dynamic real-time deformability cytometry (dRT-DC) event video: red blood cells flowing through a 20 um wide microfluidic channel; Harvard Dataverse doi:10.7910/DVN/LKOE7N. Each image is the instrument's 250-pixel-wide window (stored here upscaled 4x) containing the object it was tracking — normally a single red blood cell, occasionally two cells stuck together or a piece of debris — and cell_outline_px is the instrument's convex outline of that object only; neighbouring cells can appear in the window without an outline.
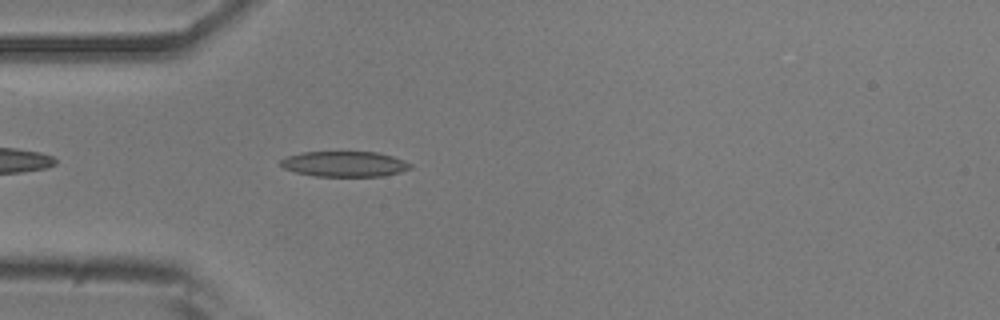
{"species": "common noctule bat (a hibernating species)", "species_latin": "Nyctalus noctula", "temperature_condition": "room temperature", "stored_images_in_passage": 38, "camera_frame_rate_fps": 3000, "um_per_image_px": 0.085, "animal": {"sex": "male", "body_mass_g": 20.5, "forearm_length_mm": 52.5}, "frame": {"image": 1, "passage_image": 1, "time_ms": 0.0, "image_size_px": [1000, 320], "cell_outline_px": [[412, 168], [400, 172], [384, 176], [316, 176], [296, 172], [284, 168], [280, 164], [280, 160], [288, 156], [300, 152], [376, 152], [392, 156], [404, 160], [412, 164]], "centroid_in_image_um": [29.3, 13.94], "position_along_channel_um": 55.7, "area_um2": 19.19}}
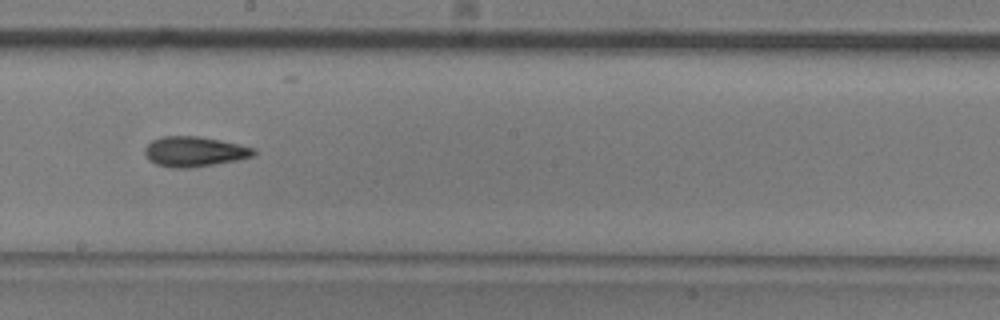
{"frame": {"image": 2, "passage_image": 15, "time_ms": 4.667, "image_size_px": [1000, 320], "cell_outline_px": [[256, 156], [216, 164], [188, 168], [172, 168], [156, 164], [148, 160], [144, 156], [144, 148], [152, 140], [160, 136], [196, 136], [220, 140], [256, 148]], "centroid_in_image_um": [16.51, 12.89], "position_along_channel_um": 231.7, "area_um2": 19.31}}
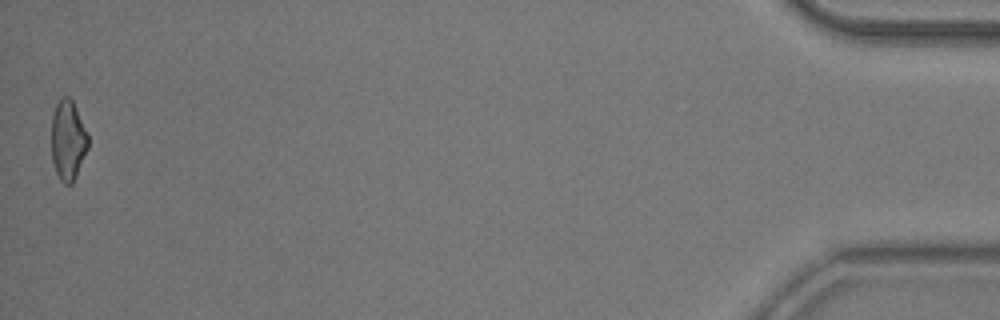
{"frame": {"image": 3, "passage_image": 38, "time_ms": 12.333, "image_size_px": [1000, 320], "cell_outline_px": [[88, 148], [72, 184], [64, 184], [60, 180], [56, 172], [52, 160], [52, 116], [56, 104], [64, 96], [68, 96], [72, 100], [88, 132]], "centroid_in_image_um": [5.78, 11.92], "position_along_channel_um": 429.4, "area_um2": 16.99}, "authors_computed_cell_mechanics": {"area_um2": 18.0625, "velocity_mm_per_s": 3.8398, "shape_relaxation_time_tau1_ms": 5.0179, "shape_relaxation_time_tau2_ms": 3.5632, "deformation_change_tau1": 0.1451, "deformation_change_tau2": 0.1306}}